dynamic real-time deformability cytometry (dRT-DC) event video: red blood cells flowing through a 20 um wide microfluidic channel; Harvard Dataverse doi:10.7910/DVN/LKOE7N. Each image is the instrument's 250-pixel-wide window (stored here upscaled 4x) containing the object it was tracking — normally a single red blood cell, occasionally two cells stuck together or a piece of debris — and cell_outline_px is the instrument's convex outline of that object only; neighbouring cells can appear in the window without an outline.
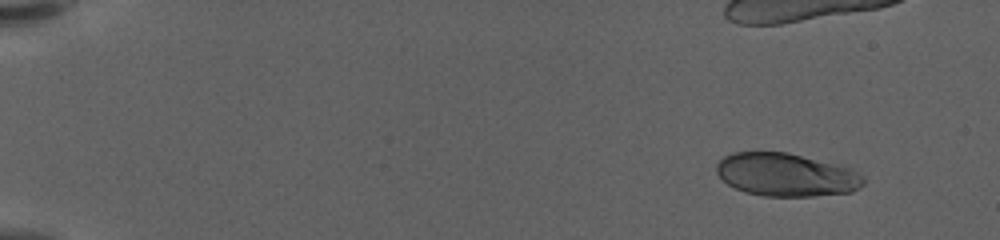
{"species": "human", "species_latin": "Homo sapiens", "temperature_condition": "warm", "stored_images_in_passage": 44, "camera_frame_rate_fps": 3000, "um_per_image_px": 0.085, "donor": {"sex": "female"}, "frame": {"image": 1, "passage_image": 1, "time_ms": 0.0, "image_size_px": [1000, 240], "cell_outline_px": [[864, 184], [860, 188], [852, 192], [812, 196], [764, 196], [744, 192], [728, 184], [716, 172], [716, 164], [724, 156], [732, 152], [788, 152], [852, 168], [864, 176]], "centroid_in_image_um": [66.85, 14.85], "position_along_channel_um": 18.2, "area_um2": 37.05}}
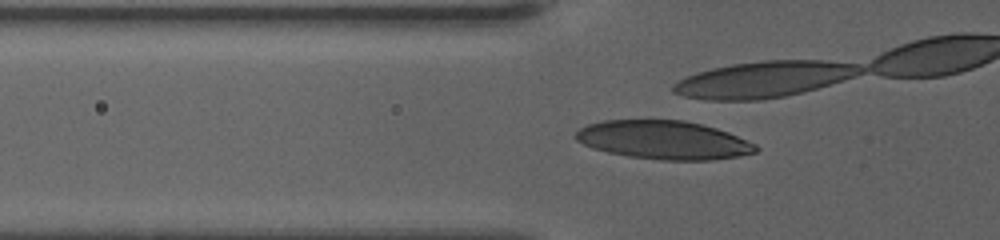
{"frame": {"image": 2, "passage_image": 17, "time_ms": 5.333, "image_size_px": [1000, 240], "cell_outline_px": [[760, 148], [756, 152], [736, 156], [712, 160], [660, 160], [628, 156], [608, 152], [592, 148], [576, 140], [576, 132], [580, 128], [588, 124], [604, 120], [684, 120], [704, 124], [728, 132], [756, 144]], "centroid_in_image_um": [56.42, 11.9], "position_along_channel_um": 69.4, "area_um2": 40.4}}